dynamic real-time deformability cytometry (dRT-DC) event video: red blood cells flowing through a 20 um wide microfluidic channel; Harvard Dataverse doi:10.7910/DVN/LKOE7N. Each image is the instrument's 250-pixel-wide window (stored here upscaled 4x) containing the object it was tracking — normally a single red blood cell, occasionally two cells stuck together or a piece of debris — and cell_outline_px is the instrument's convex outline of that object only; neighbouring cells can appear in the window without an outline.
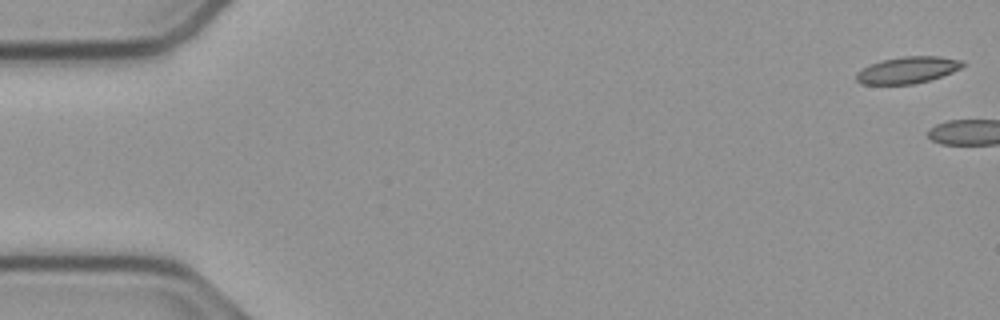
{"species": "common noctule bat (a hibernating species)", "species_latin": "Nyctalus noctula", "temperature_condition": "cold", "stored_images_in_passage": 7, "camera_frame_rate_fps": 3000, "um_per_image_px": 0.085, "animal": {"sex": "male", "body_mass_g": 23.1, "forearm_length_mm": 52.7}, "frame": {"image": 1, "passage_image": 1, "time_ms": 0.0, "image_size_px": [1000, 320], "cell_outline_px": [[964, 64], [960, 68], [952, 72], [928, 80], [912, 84], [860, 84], [856, 80], [856, 72], [860, 68], [880, 60], [904, 56], [936, 56], [964, 60]], "centroid_in_image_um": [77.09, 5.94], "position_along_channel_um": 7.9, "area_um2": 16.53}}